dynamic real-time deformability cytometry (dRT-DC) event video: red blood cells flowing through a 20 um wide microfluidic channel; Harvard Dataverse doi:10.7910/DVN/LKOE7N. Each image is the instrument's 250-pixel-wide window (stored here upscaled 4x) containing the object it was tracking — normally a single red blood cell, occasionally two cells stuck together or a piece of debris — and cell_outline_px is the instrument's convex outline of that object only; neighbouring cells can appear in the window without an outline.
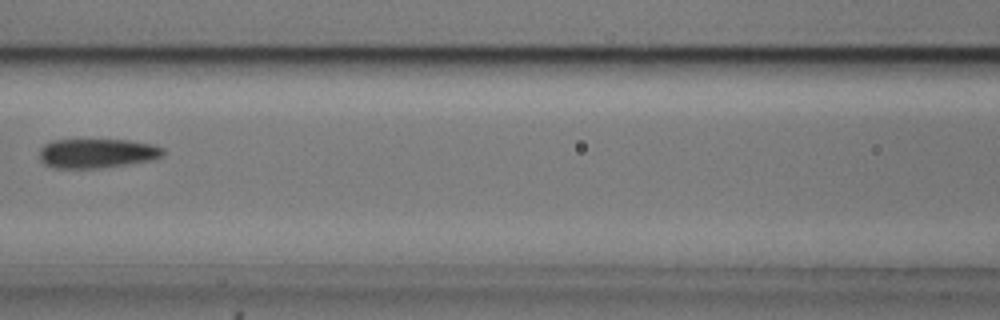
{"species": "common noctule bat (a hibernating species)", "species_latin": "Nyctalus noctula", "temperature_condition": "cold", "stored_images_in_passage": 4, "camera_frame_rate_fps": 3000, "um_per_image_px": 0.085, "animal": {"sex": "male", "body_mass_g": 20.5, "forearm_length_mm": 52.5}, "frame": {"image": 1, "passage_image": 3, "time_ms": 0.667, "image_size_px": [1000, 320], "cell_outline_px": [[164, 156], [152, 160], [128, 164], [100, 168], [56, 168], [44, 164], [40, 160], [40, 148], [44, 144], [52, 140], [128, 140], [152, 144], [164, 148]], "centroid_in_image_um": [8.25, 13.03], "position_along_channel_um": 158.3, "area_um2": 21.27}}
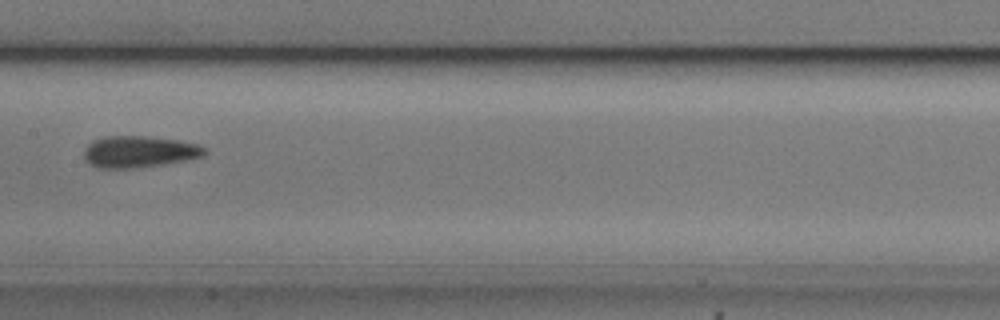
{"frame": {"image": 2, "passage_image": 4, "time_ms": 1.0, "image_size_px": [1000, 320], "cell_outline_px": [[208, 152], [204, 156], [192, 160], [140, 168], [96, 168], [88, 164], [84, 156], [84, 148], [92, 140], [104, 136], [144, 136], [180, 140], [196, 144], [204, 148]], "centroid_in_image_um": [11.84, 12.91], "position_along_channel_um": 195.6, "area_um2": 22.72}}